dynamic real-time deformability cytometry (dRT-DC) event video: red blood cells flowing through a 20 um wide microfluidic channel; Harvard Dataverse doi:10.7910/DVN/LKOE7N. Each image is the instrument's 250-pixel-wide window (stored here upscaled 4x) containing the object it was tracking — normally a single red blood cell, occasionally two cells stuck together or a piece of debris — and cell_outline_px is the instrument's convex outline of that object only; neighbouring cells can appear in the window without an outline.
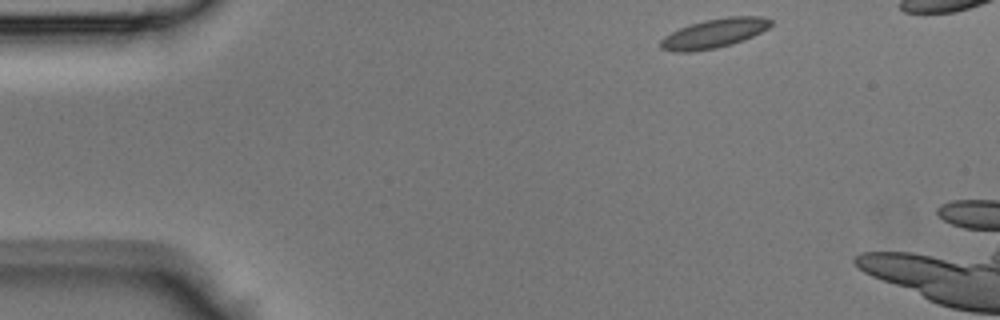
{"species": "Egyptian fruit bat (a non-hibernating species)", "species_latin": "Rousettus aegyptiacus", "temperature_condition": "room temperature", "stored_images_in_passage": 34, "camera_frame_rate_fps": 3000, "um_per_image_px": 0.085, "animal": {"sex": "male"}, "frame": {"image": 1, "passage_image": 1, "time_ms": 0.0, "image_size_px": [1000, 320], "cell_outline_px": [[772, 24], [768, 28], [752, 36], [732, 44], [716, 48], [692, 52], [676, 52], [660, 48], [660, 40], [664, 36], [680, 28], [704, 20], [728, 16], [760, 16], [772, 20]], "centroid_in_image_um": [60.69, 2.84], "position_along_channel_um": 24.3, "area_um2": 18.67}}
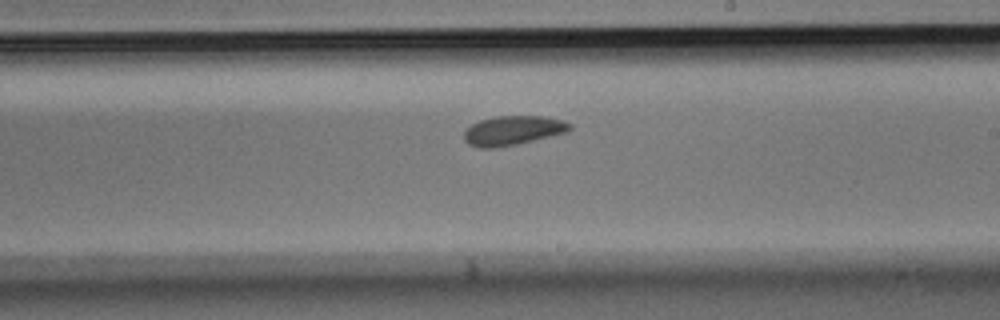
{"frame": {"image": 2, "passage_image": 20, "time_ms": 6.333, "image_size_px": [1000, 320], "cell_outline_px": [[572, 128], [568, 132], [516, 144], [496, 148], [480, 148], [468, 144], [464, 140], [464, 132], [472, 124], [480, 120], [496, 116], [544, 116], [564, 120], [572, 124]], "centroid_in_image_um": [43.61, 11.09], "position_along_channel_um": 245.4, "area_um2": 18.15}}
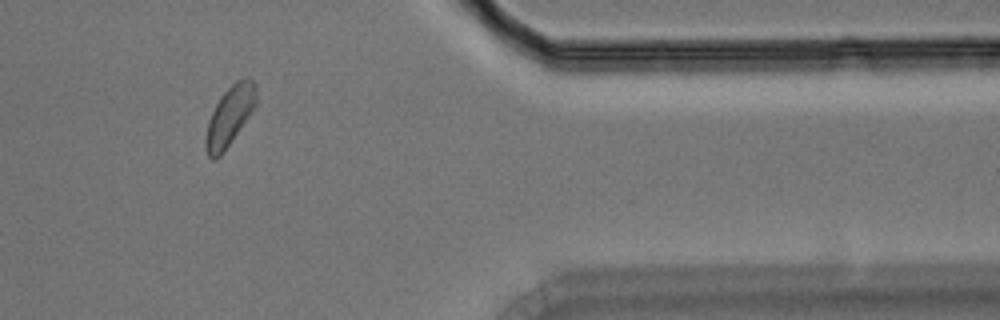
{"frame": {"image": 3, "passage_image": 31, "time_ms": 10.0, "image_size_px": [1000, 320], "cell_outline_px": [[256, 104], [224, 152], [216, 160], [212, 160], [208, 156], [204, 144], [204, 140], [208, 120], [220, 96], [236, 80], [244, 76], [248, 76], [256, 84]], "centroid_in_image_um": [19.5, 9.85], "position_along_channel_um": 391.9, "area_um2": 17.51}}